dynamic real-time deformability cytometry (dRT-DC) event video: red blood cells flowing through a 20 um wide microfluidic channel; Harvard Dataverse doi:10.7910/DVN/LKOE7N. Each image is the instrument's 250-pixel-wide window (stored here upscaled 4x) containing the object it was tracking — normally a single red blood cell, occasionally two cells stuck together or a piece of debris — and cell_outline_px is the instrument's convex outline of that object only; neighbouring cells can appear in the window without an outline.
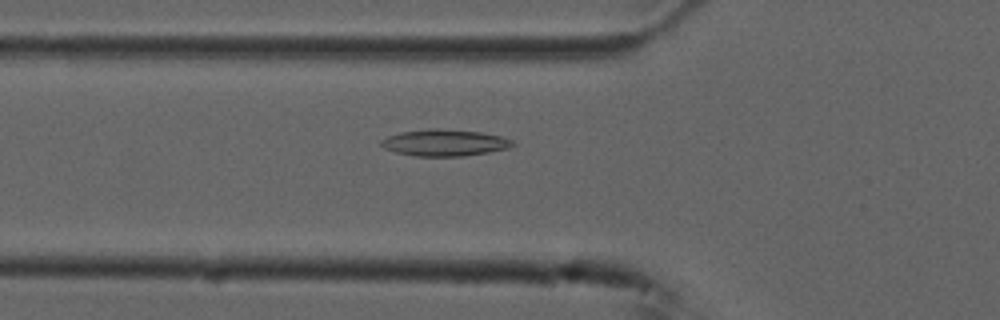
{"species": "common noctule bat (a hibernating species)", "species_latin": "Nyctalus noctula", "temperature_condition": "cold", "stored_images_in_passage": 33, "camera_frame_rate_fps": 3000, "um_per_image_px": 0.085, "animal": {"sex": "male", "forearm_length_mm": 52.5}, "frame": {"image": 1, "passage_image": 2, "time_ms": 0.333, "image_size_px": [1000, 320], "cell_outline_px": [[516, 144], [508, 148], [488, 152], [464, 156], [416, 156], [396, 152], [384, 148], [380, 144], [380, 140], [388, 136], [400, 132], [428, 128], [436, 128], [480, 132], [500, 136], [512, 140]], "centroid_in_image_um": [37.77, 12.12], "position_along_channel_um": 88.0, "area_um2": 20.35}}
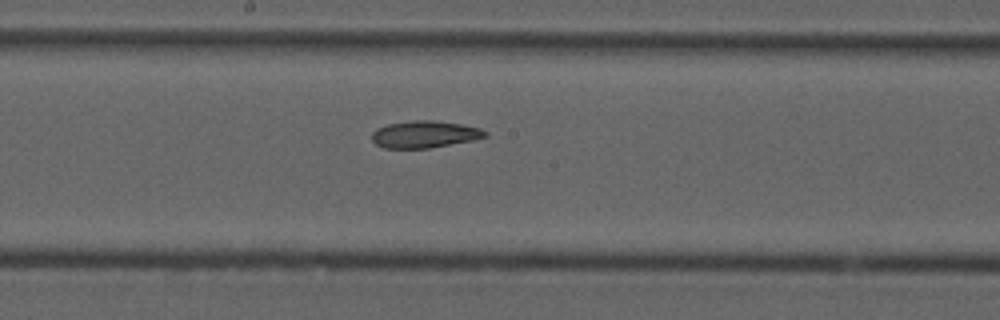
{"frame": {"image": 2, "passage_image": 12, "time_ms": 3.667, "image_size_px": [1000, 320], "cell_outline_px": [[488, 136], [472, 140], [428, 148], [384, 148], [376, 144], [372, 140], [372, 132], [376, 128], [388, 124], [412, 120], [432, 120], [460, 124], [480, 128], [488, 132]], "centroid_in_image_um": [36.07, 11.41], "position_along_channel_um": 212.1, "area_um2": 17.74}}
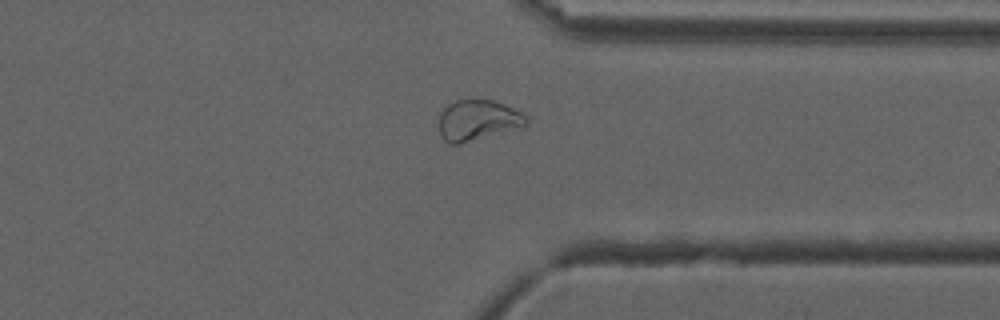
{"frame": {"image": 3, "passage_image": 25, "time_ms": 8.0, "image_size_px": [1000, 320], "cell_outline_px": [[528, 124], [460, 144], [448, 144], [440, 136], [440, 112], [448, 104], [456, 100], [492, 100], [504, 104], [520, 112], [528, 120]], "centroid_in_image_um": [40.55, 10.22], "position_along_channel_um": 370.8, "area_um2": 20.23}}